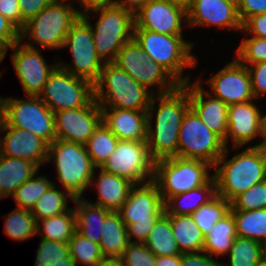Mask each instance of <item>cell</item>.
<instances>
[{
	"label": "cell",
	"instance_id": "obj_1",
	"mask_svg": "<svg viewBox=\"0 0 266 266\" xmlns=\"http://www.w3.org/2000/svg\"><path fill=\"white\" fill-rule=\"evenodd\" d=\"M152 96L147 109V146L154 161L177 156L179 130L186 111L190 108L188 87L179 84L174 90ZM158 98V99H157ZM159 103L157 112L155 102ZM155 115H154V112ZM155 128L152 127V117Z\"/></svg>",
	"mask_w": 266,
	"mask_h": 266
},
{
	"label": "cell",
	"instance_id": "obj_2",
	"mask_svg": "<svg viewBox=\"0 0 266 266\" xmlns=\"http://www.w3.org/2000/svg\"><path fill=\"white\" fill-rule=\"evenodd\" d=\"M229 148L217 160L213 174L217 195L228 202L266 179V148L252 146L227 160ZM221 165V166H220Z\"/></svg>",
	"mask_w": 266,
	"mask_h": 266
},
{
	"label": "cell",
	"instance_id": "obj_3",
	"mask_svg": "<svg viewBox=\"0 0 266 266\" xmlns=\"http://www.w3.org/2000/svg\"><path fill=\"white\" fill-rule=\"evenodd\" d=\"M93 88L94 99L100 107L147 110L153 96L151 91L113 62L104 63Z\"/></svg>",
	"mask_w": 266,
	"mask_h": 266
},
{
	"label": "cell",
	"instance_id": "obj_4",
	"mask_svg": "<svg viewBox=\"0 0 266 266\" xmlns=\"http://www.w3.org/2000/svg\"><path fill=\"white\" fill-rule=\"evenodd\" d=\"M133 38L148 58L163 67L179 84L190 81L183 77L184 69L198 64L191 54L193 43L185 41L183 35H167L149 30H134Z\"/></svg>",
	"mask_w": 266,
	"mask_h": 266
},
{
	"label": "cell",
	"instance_id": "obj_5",
	"mask_svg": "<svg viewBox=\"0 0 266 266\" xmlns=\"http://www.w3.org/2000/svg\"><path fill=\"white\" fill-rule=\"evenodd\" d=\"M51 160L55 162L57 179L63 188L74 198H82L90 185L94 169H97L85 145L55 139L49 145L47 162Z\"/></svg>",
	"mask_w": 266,
	"mask_h": 266
},
{
	"label": "cell",
	"instance_id": "obj_6",
	"mask_svg": "<svg viewBox=\"0 0 266 266\" xmlns=\"http://www.w3.org/2000/svg\"><path fill=\"white\" fill-rule=\"evenodd\" d=\"M90 12L100 14L95 28L91 25L88 12L81 17L92 27L97 55L104 63L113 62L121 48L133 39L134 15L116 4Z\"/></svg>",
	"mask_w": 266,
	"mask_h": 266
},
{
	"label": "cell",
	"instance_id": "obj_7",
	"mask_svg": "<svg viewBox=\"0 0 266 266\" xmlns=\"http://www.w3.org/2000/svg\"><path fill=\"white\" fill-rule=\"evenodd\" d=\"M209 163L178 156L155 161L153 181L157 184L164 203L172 196L205 185L213 175Z\"/></svg>",
	"mask_w": 266,
	"mask_h": 266
},
{
	"label": "cell",
	"instance_id": "obj_8",
	"mask_svg": "<svg viewBox=\"0 0 266 266\" xmlns=\"http://www.w3.org/2000/svg\"><path fill=\"white\" fill-rule=\"evenodd\" d=\"M81 17V9L72 4L52 2L30 19L20 31L21 41L26 37L46 49H62L70 28Z\"/></svg>",
	"mask_w": 266,
	"mask_h": 266
},
{
	"label": "cell",
	"instance_id": "obj_9",
	"mask_svg": "<svg viewBox=\"0 0 266 266\" xmlns=\"http://www.w3.org/2000/svg\"><path fill=\"white\" fill-rule=\"evenodd\" d=\"M0 114L7 125L25 129L49 145L56 139L54 112L39 96L28 95L27 100L0 97Z\"/></svg>",
	"mask_w": 266,
	"mask_h": 266
},
{
	"label": "cell",
	"instance_id": "obj_10",
	"mask_svg": "<svg viewBox=\"0 0 266 266\" xmlns=\"http://www.w3.org/2000/svg\"><path fill=\"white\" fill-rule=\"evenodd\" d=\"M225 148L224 140L211 131L190 107L179 130L177 156L202 160L214 167Z\"/></svg>",
	"mask_w": 266,
	"mask_h": 266
},
{
	"label": "cell",
	"instance_id": "obj_11",
	"mask_svg": "<svg viewBox=\"0 0 266 266\" xmlns=\"http://www.w3.org/2000/svg\"><path fill=\"white\" fill-rule=\"evenodd\" d=\"M39 98L51 111L85 107L94 98L93 84L57 66L50 74Z\"/></svg>",
	"mask_w": 266,
	"mask_h": 266
},
{
	"label": "cell",
	"instance_id": "obj_12",
	"mask_svg": "<svg viewBox=\"0 0 266 266\" xmlns=\"http://www.w3.org/2000/svg\"><path fill=\"white\" fill-rule=\"evenodd\" d=\"M113 63L153 94L152 86L157 85V94H163L179 85L163 67L147 57L134 38L121 48Z\"/></svg>",
	"mask_w": 266,
	"mask_h": 266
},
{
	"label": "cell",
	"instance_id": "obj_13",
	"mask_svg": "<svg viewBox=\"0 0 266 266\" xmlns=\"http://www.w3.org/2000/svg\"><path fill=\"white\" fill-rule=\"evenodd\" d=\"M64 47L70 48L73 67L62 61L57 62L58 66L94 84L99 78L104 62L97 55L92 27L82 17L70 28L64 40Z\"/></svg>",
	"mask_w": 266,
	"mask_h": 266
},
{
	"label": "cell",
	"instance_id": "obj_14",
	"mask_svg": "<svg viewBox=\"0 0 266 266\" xmlns=\"http://www.w3.org/2000/svg\"><path fill=\"white\" fill-rule=\"evenodd\" d=\"M154 163L146 141L119 140L115 151L100 168L141 184L153 180Z\"/></svg>",
	"mask_w": 266,
	"mask_h": 266
},
{
	"label": "cell",
	"instance_id": "obj_15",
	"mask_svg": "<svg viewBox=\"0 0 266 266\" xmlns=\"http://www.w3.org/2000/svg\"><path fill=\"white\" fill-rule=\"evenodd\" d=\"M9 48L14 52L11 57L12 64L25 94L39 96L58 64L48 66L41 51L29 42L23 44L18 41Z\"/></svg>",
	"mask_w": 266,
	"mask_h": 266
},
{
	"label": "cell",
	"instance_id": "obj_16",
	"mask_svg": "<svg viewBox=\"0 0 266 266\" xmlns=\"http://www.w3.org/2000/svg\"><path fill=\"white\" fill-rule=\"evenodd\" d=\"M56 139L85 144L102 122L101 107L93 98L85 107L54 112Z\"/></svg>",
	"mask_w": 266,
	"mask_h": 266
},
{
	"label": "cell",
	"instance_id": "obj_17",
	"mask_svg": "<svg viewBox=\"0 0 266 266\" xmlns=\"http://www.w3.org/2000/svg\"><path fill=\"white\" fill-rule=\"evenodd\" d=\"M207 83L211 87V91L207 92H211L212 96L221 99L228 106L255 99L247 66L236 58L210 77Z\"/></svg>",
	"mask_w": 266,
	"mask_h": 266
},
{
	"label": "cell",
	"instance_id": "obj_18",
	"mask_svg": "<svg viewBox=\"0 0 266 266\" xmlns=\"http://www.w3.org/2000/svg\"><path fill=\"white\" fill-rule=\"evenodd\" d=\"M187 11L168 0H150L134 15V30H149L167 35H183L182 22Z\"/></svg>",
	"mask_w": 266,
	"mask_h": 266
},
{
	"label": "cell",
	"instance_id": "obj_19",
	"mask_svg": "<svg viewBox=\"0 0 266 266\" xmlns=\"http://www.w3.org/2000/svg\"><path fill=\"white\" fill-rule=\"evenodd\" d=\"M118 212L124 223L158 221L165 214V207L157 184L153 180L135 184Z\"/></svg>",
	"mask_w": 266,
	"mask_h": 266
},
{
	"label": "cell",
	"instance_id": "obj_20",
	"mask_svg": "<svg viewBox=\"0 0 266 266\" xmlns=\"http://www.w3.org/2000/svg\"><path fill=\"white\" fill-rule=\"evenodd\" d=\"M1 132L6 131L0 139V154L12 158L27 159L39 168L46 164L48 159L49 144L33 133L7 125L2 120Z\"/></svg>",
	"mask_w": 266,
	"mask_h": 266
},
{
	"label": "cell",
	"instance_id": "obj_21",
	"mask_svg": "<svg viewBox=\"0 0 266 266\" xmlns=\"http://www.w3.org/2000/svg\"><path fill=\"white\" fill-rule=\"evenodd\" d=\"M186 24L242 30L238 6L229 0H193L187 10Z\"/></svg>",
	"mask_w": 266,
	"mask_h": 266
},
{
	"label": "cell",
	"instance_id": "obj_22",
	"mask_svg": "<svg viewBox=\"0 0 266 266\" xmlns=\"http://www.w3.org/2000/svg\"><path fill=\"white\" fill-rule=\"evenodd\" d=\"M190 84V81L185 84L188 87L190 107L211 131L225 140L228 128V105L205 91L200 78Z\"/></svg>",
	"mask_w": 266,
	"mask_h": 266
},
{
	"label": "cell",
	"instance_id": "obj_23",
	"mask_svg": "<svg viewBox=\"0 0 266 266\" xmlns=\"http://www.w3.org/2000/svg\"><path fill=\"white\" fill-rule=\"evenodd\" d=\"M253 104V100L231 104L228 106V128L224 144L227 147L229 138L232 140L234 148H239L244 144L261 136V116L262 112Z\"/></svg>",
	"mask_w": 266,
	"mask_h": 266
},
{
	"label": "cell",
	"instance_id": "obj_24",
	"mask_svg": "<svg viewBox=\"0 0 266 266\" xmlns=\"http://www.w3.org/2000/svg\"><path fill=\"white\" fill-rule=\"evenodd\" d=\"M102 122L119 139L146 141L147 110L101 107Z\"/></svg>",
	"mask_w": 266,
	"mask_h": 266
},
{
	"label": "cell",
	"instance_id": "obj_25",
	"mask_svg": "<svg viewBox=\"0 0 266 266\" xmlns=\"http://www.w3.org/2000/svg\"><path fill=\"white\" fill-rule=\"evenodd\" d=\"M99 169L100 173L97 180H94L96 178L94 172L89 185L96 184L94 187L97 188L99 193L97 201L93 204L112 212H118L128 199L130 190L135 184L126 178L106 172L100 167Z\"/></svg>",
	"mask_w": 266,
	"mask_h": 266
},
{
	"label": "cell",
	"instance_id": "obj_26",
	"mask_svg": "<svg viewBox=\"0 0 266 266\" xmlns=\"http://www.w3.org/2000/svg\"><path fill=\"white\" fill-rule=\"evenodd\" d=\"M39 167L22 158H12L0 154V197L12 196L16 189L31 179Z\"/></svg>",
	"mask_w": 266,
	"mask_h": 266
},
{
	"label": "cell",
	"instance_id": "obj_27",
	"mask_svg": "<svg viewBox=\"0 0 266 266\" xmlns=\"http://www.w3.org/2000/svg\"><path fill=\"white\" fill-rule=\"evenodd\" d=\"M216 196V181L213 176L205 185L170 197L164 203L165 213L167 215H191Z\"/></svg>",
	"mask_w": 266,
	"mask_h": 266
},
{
	"label": "cell",
	"instance_id": "obj_28",
	"mask_svg": "<svg viewBox=\"0 0 266 266\" xmlns=\"http://www.w3.org/2000/svg\"><path fill=\"white\" fill-rule=\"evenodd\" d=\"M101 231L100 250L104 259H120L130 243L119 212H110Z\"/></svg>",
	"mask_w": 266,
	"mask_h": 266
},
{
	"label": "cell",
	"instance_id": "obj_29",
	"mask_svg": "<svg viewBox=\"0 0 266 266\" xmlns=\"http://www.w3.org/2000/svg\"><path fill=\"white\" fill-rule=\"evenodd\" d=\"M76 208V231L90 239L92 242L100 244L101 231L105 217L111 212L101 206L82 198H75L73 201Z\"/></svg>",
	"mask_w": 266,
	"mask_h": 266
},
{
	"label": "cell",
	"instance_id": "obj_30",
	"mask_svg": "<svg viewBox=\"0 0 266 266\" xmlns=\"http://www.w3.org/2000/svg\"><path fill=\"white\" fill-rule=\"evenodd\" d=\"M170 221L174 239L182 254L203 250L205 236L191 215H170Z\"/></svg>",
	"mask_w": 266,
	"mask_h": 266
},
{
	"label": "cell",
	"instance_id": "obj_31",
	"mask_svg": "<svg viewBox=\"0 0 266 266\" xmlns=\"http://www.w3.org/2000/svg\"><path fill=\"white\" fill-rule=\"evenodd\" d=\"M237 237L236 223L232 212L220 219L205 235L203 250L210 256L227 255Z\"/></svg>",
	"mask_w": 266,
	"mask_h": 266
},
{
	"label": "cell",
	"instance_id": "obj_32",
	"mask_svg": "<svg viewBox=\"0 0 266 266\" xmlns=\"http://www.w3.org/2000/svg\"><path fill=\"white\" fill-rule=\"evenodd\" d=\"M76 229L74 208H70L62 214L37 221V235L42 239L68 243Z\"/></svg>",
	"mask_w": 266,
	"mask_h": 266
},
{
	"label": "cell",
	"instance_id": "obj_33",
	"mask_svg": "<svg viewBox=\"0 0 266 266\" xmlns=\"http://www.w3.org/2000/svg\"><path fill=\"white\" fill-rule=\"evenodd\" d=\"M144 244L155 256L182 254L174 239L170 215L166 213L154 225Z\"/></svg>",
	"mask_w": 266,
	"mask_h": 266
},
{
	"label": "cell",
	"instance_id": "obj_34",
	"mask_svg": "<svg viewBox=\"0 0 266 266\" xmlns=\"http://www.w3.org/2000/svg\"><path fill=\"white\" fill-rule=\"evenodd\" d=\"M236 223L238 237L260 243L266 242V208L257 210H230Z\"/></svg>",
	"mask_w": 266,
	"mask_h": 266
},
{
	"label": "cell",
	"instance_id": "obj_35",
	"mask_svg": "<svg viewBox=\"0 0 266 266\" xmlns=\"http://www.w3.org/2000/svg\"><path fill=\"white\" fill-rule=\"evenodd\" d=\"M56 187L57 186L53 184L48 188L31 209V214L37 221L62 214L70 209L67 206V200L71 197V200L74 201L75 198L67 190L62 192L61 189L57 190Z\"/></svg>",
	"mask_w": 266,
	"mask_h": 266
},
{
	"label": "cell",
	"instance_id": "obj_36",
	"mask_svg": "<svg viewBox=\"0 0 266 266\" xmlns=\"http://www.w3.org/2000/svg\"><path fill=\"white\" fill-rule=\"evenodd\" d=\"M118 141L119 139L101 122L84 145L93 164L99 168L115 151Z\"/></svg>",
	"mask_w": 266,
	"mask_h": 266
},
{
	"label": "cell",
	"instance_id": "obj_37",
	"mask_svg": "<svg viewBox=\"0 0 266 266\" xmlns=\"http://www.w3.org/2000/svg\"><path fill=\"white\" fill-rule=\"evenodd\" d=\"M4 232L14 241H24L37 234V220L30 210L15 208L6 214Z\"/></svg>",
	"mask_w": 266,
	"mask_h": 266
},
{
	"label": "cell",
	"instance_id": "obj_38",
	"mask_svg": "<svg viewBox=\"0 0 266 266\" xmlns=\"http://www.w3.org/2000/svg\"><path fill=\"white\" fill-rule=\"evenodd\" d=\"M229 265L223 266H257L263 261L262 243L248 238L236 237L228 253Z\"/></svg>",
	"mask_w": 266,
	"mask_h": 266
},
{
	"label": "cell",
	"instance_id": "obj_39",
	"mask_svg": "<svg viewBox=\"0 0 266 266\" xmlns=\"http://www.w3.org/2000/svg\"><path fill=\"white\" fill-rule=\"evenodd\" d=\"M230 208L231 203L217 195L209 203L200 206L191 216L205 236L216 222L230 212Z\"/></svg>",
	"mask_w": 266,
	"mask_h": 266
},
{
	"label": "cell",
	"instance_id": "obj_40",
	"mask_svg": "<svg viewBox=\"0 0 266 266\" xmlns=\"http://www.w3.org/2000/svg\"><path fill=\"white\" fill-rule=\"evenodd\" d=\"M70 256L76 265L96 266L104 259L100 245L85 238L77 231L69 240Z\"/></svg>",
	"mask_w": 266,
	"mask_h": 266
},
{
	"label": "cell",
	"instance_id": "obj_41",
	"mask_svg": "<svg viewBox=\"0 0 266 266\" xmlns=\"http://www.w3.org/2000/svg\"><path fill=\"white\" fill-rule=\"evenodd\" d=\"M55 182L44 176H33L16 189L12 198L17 203V208L30 210L34 207L39 197L46 192Z\"/></svg>",
	"mask_w": 266,
	"mask_h": 266
},
{
	"label": "cell",
	"instance_id": "obj_42",
	"mask_svg": "<svg viewBox=\"0 0 266 266\" xmlns=\"http://www.w3.org/2000/svg\"><path fill=\"white\" fill-rule=\"evenodd\" d=\"M36 255L34 266L67 263V258L70 257L69 243L41 239Z\"/></svg>",
	"mask_w": 266,
	"mask_h": 266
},
{
	"label": "cell",
	"instance_id": "obj_43",
	"mask_svg": "<svg viewBox=\"0 0 266 266\" xmlns=\"http://www.w3.org/2000/svg\"><path fill=\"white\" fill-rule=\"evenodd\" d=\"M266 208V179L237 196L231 202L230 210H257Z\"/></svg>",
	"mask_w": 266,
	"mask_h": 266
},
{
	"label": "cell",
	"instance_id": "obj_44",
	"mask_svg": "<svg viewBox=\"0 0 266 266\" xmlns=\"http://www.w3.org/2000/svg\"><path fill=\"white\" fill-rule=\"evenodd\" d=\"M236 59L249 66L266 61V38L249 37L243 39L236 49Z\"/></svg>",
	"mask_w": 266,
	"mask_h": 266
},
{
	"label": "cell",
	"instance_id": "obj_45",
	"mask_svg": "<svg viewBox=\"0 0 266 266\" xmlns=\"http://www.w3.org/2000/svg\"><path fill=\"white\" fill-rule=\"evenodd\" d=\"M120 261L123 266H155L156 256L144 243H129Z\"/></svg>",
	"mask_w": 266,
	"mask_h": 266
},
{
	"label": "cell",
	"instance_id": "obj_46",
	"mask_svg": "<svg viewBox=\"0 0 266 266\" xmlns=\"http://www.w3.org/2000/svg\"><path fill=\"white\" fill-rule=\"evenodd\" d=\"M251 77L252 91L257 99L262 93H266V61L247 66Z\"/></svg>",
	"mask_w": 266,
	"mask_h": 266
},
{
	"label": "cell",
	"instance_id": "obj_47",
	"mask_svg": "<svg viewBox=\"0 0 266 266\" xmlns=\"http://www.w3.org/2000/svg\"><path fill=\"white\" fill-rule=\"evenodd\" d=\"M52 2L53 0H18L21 11V30L30 19Z\"/></svg>",
	"mask_w": 266,
	"mask_h": 266
},
{
	"label": "cell",
	"instance_id": "obj_48",
	"mask_svg": "<svg viewBox=\"0 0 266 266\" xmlns=\"http://www.w3.org/2000/svg\"><path fill=\"white\" fill-rule=\"evenodd\" d=\"M156 223L157 221H136L134 223H124L129 241L131 243H145ZM133 236L137 239L136 241H131Z\"/></svg>",
	"mask_w": 266,
	"mask_h": 266
},
{
	"label": "cell",
	"instance_id": "obj_49",
	"mask_svg": "<svg viewBox=\"0 0 266 266\" xmlns=\"http://www.w3.org/2000/svg\"><path fill=\"white\" fill-rule=\"evenodd\" d=\"M237 6L242 24L251 16L266 13V0H240Z\"/></svg>",
	"mask_w": 266,
	"mask_h": 266
},
{
	"label": "cell",
	"instance_id": "obj_50",
	"mask_svg": "<svg viewBox=\"0 0 266 266\" xmlns=\"http://www.w3.org/2000/svg\"><path fill=\"white\" fill-rule=\"evenodd\" d=\"M214 257L204 251L195 253L181 254V266H223L224 263L218 262Z\"/></svg>",
	"mask_w": 266,
	"mask_h": 266
},
{
	"label": "cell",
	"instance_id": "obj_51",
	"mask_svg": "<svg viewBox=\"0 0 266 266\" xmlns=\"http://www.w3.org/2000/svg\"><path fill=\"white\" fill-rule=\"evenodd\" d=\"M241 31L251 34L252 37L266 38V13L248 18L242 24Z\"/></svg>",
	"mask_w": 266,
	"mask_h": 266
},
{
	"label": "cell",
	"instance_id": "obj_52",
	"mask_svg": "<svg viewBox=\"0 0 266 266\" xmlns=\"http://www.w3.org/2000/svg\"><path fill=\"white\" fill-rule=\"evenodd\" d=\"M0 14L21 31V11L18 0H0Z\"/></svg>",
	"mask_w": 266,
	"mask_h": 266
},
{
	"label": "cell",
	"instance_id": "obj_53",
	"mask_svg": "<svg viewBox=\"0 0 266 266\" xmlns=\"http://www.w3.org/2000/svg\"><path fill=\"white\" fill-rule=\"evenodd\" d=\"M0 39L11 47L18 41H21L20 30L8 19L0 14Z\"/></svg>",
	"mask_w": 266,
	"mask_h": 266
},
{
	"label": "cell",
	"instance_id": "obj_54",
	"mask_svg": "<svg viewBox=\"0 0 266 266\" xmlns=\"http://www.w3.org/2000/svg\"><path fill=\"white\" fill-rule=\"evenodd\" d=\"M150 0H116V5L136 15Z\"/></svg>",
	"mask_w": 266,
	"mask_h": 266
},
{
	"label": "cell",
	"instance_id": "obj_55",
	"mask_svg": "<svg viewBox=\"0 0 266 266\" xmlns=\"http://www.w3.org/2000/svg\"><path fill=\"white\" fill-rule=\"evenodd\" d=\"M115 4L116 0H80V5L83 8L82 10H84L81 11V15L96 8L108 7Z\"/></svg>",
	"mask_w": 266,
	"mask_h": 266
},
{
	"label": "cell",
	"instance_id": "obj_56",
	"mask_svg": "<svg viewBox=\"0 0 266 266\" xmlns=\"http://www.w3.org/2000/svg\"><path fill=\"white\" fill-rule=\"evenodd\" d=\"M155 266H181V254L175 256H156Z\"/></svg>",
	"mask_w": 266,
	"mask_h": 266
},
{
	"label": "cell",
	"instance_id": "obj_57",
	"mask_svg": "<svg viewBox=\"0 0 266 266\" xmlns=\"http://www.w3.org/2000/svg\"><path fill=\"white\" fill-rule=\"evenodd\" d=\"M261 139H263V141L261 143H257L256 146H260L263 148H266V114L264 116H261Z\"/></svg>",
	"mask_w": 266,
	"mask_h": 266
},
{
	"label": "cell",
	"instance_id": "obj_58",
	"mask_svg": "<svg viewBox=\"0 0 266 266\" xmlns=\"http://www.w3.org/2000/svg\"><path fill=\"white\" fill-rule=\"evenodd\" d=\"M96 266H123L120 259H103Z\"/></svg>",
	"mask_w": 266,
	"mask_h": 266
},
{
	"label": "cell",
	"instance_id": "obj_59",
	"mask_svg": "<svg viewBox=\"0 0 266 266\" xmlns=\"http://www.w3.org/2000/svg\"><path fill=\"white\" fill-rule=\"evenodd\" d=\"M170 3L182 7L186 11L192 6L193 0H168Z\"/></svg>",
	"mask_w": 266,
	"mask_h": 266
},
{
	"label": "cell",
	"instance_id": "obj_60",
	"mask_svg": "<svg viewBox=\"0 0 266 266\" xmlns=\"http://www.w3.org/2000/svg\"><path fill=\"white\" fill-rule=\"evenodd\" d=\"M9 47L0 39V63L4 60Z\"/></svg>",
	"mask_w": 266,
	"mask_h": 266
},
{
	"label": "cell",
	"instance_id": "obj_61",
	"mask_svg": "<svg viewBox=\"0 0 266 266\" xmlns=\"http://www.w3.org/2000/svg\"><path fill=\"white\" fill-rule=\"evenodd\" d=\"M50 266H77L72 257L67 258V263H57V264H52Z\"/></svg>",
	"mask_w": 266,
	"mask_h": 266
},
{
	"label": "cell",
	"instance_id": "obj_62",
	"mask_svg": "<svg viewBox=\"0 0 266 266\" xmlns=\"http://www.w3.org/2000/svg\"><path fill=\"white\" fill-rule=\"evenodd\" d=\"M262 245H263V261L266 262V242H264Z\"/></svg>",
	"mask_w": 266,
	"mask_h": 266
},
{
	"label": "cell",
	"instance_id": "obj_63",
	"mask_svg": "<svg viewBox=\"0 0 266 266\" xmlns=\"http://www.w3.org/2000/svg\"><path fill=\"white\" fill-rule=\"evenodd\" d=\"M67 0H53V2H55V3H60V4H65L64 2H66ZM79 3V5H80V0H77Z\"/></svg>",
	"mask_w": 266,
	"mask_h": 266
},
{
	"label": "cell",
	"instance_id": "obj_64",
	"mask_svg": "<svg viewBox=\"0 0 266 266\" xmlns=\"http://www.w3.org/2000/svg\"><path fill=\"white\" fill-rule=\"evenodd\" d=\"M229 1H231V2H233V3H235V4H239V2H240V0H229Z\"/></svg>",
	"mask_w": 266,
	"mask_h": 266
},
{
	"label": "cell",
	"instance_id": "obj_65",
	"mask_svg": "<svg viewBox=\"0 0 266 266\" xmlns=\"http://www.w3.org/2000/svg\"><path fill=\"white\" fill-rule=\"evenodd\" d=\"M257 266H266V262L262 261V262L259 263Z\"/></svg>",
	"mask_w": 266,
	"mask_h": 266
},
{
	"label": "cell",
	"instance_id": "obj_66",
	"mask_svg": "<svg viewBox=\"0 0 266 266\" xmlns=\"http://www.w3.org/2000/svg\"><path fill=\"white\" fill-rule=\"evenodd\" d=\"M2 116H1V114H0V130H1V126H2Z\"/></svg>",
	"mask_w": 266,
	"mask_h": 266
}]
</instances>
